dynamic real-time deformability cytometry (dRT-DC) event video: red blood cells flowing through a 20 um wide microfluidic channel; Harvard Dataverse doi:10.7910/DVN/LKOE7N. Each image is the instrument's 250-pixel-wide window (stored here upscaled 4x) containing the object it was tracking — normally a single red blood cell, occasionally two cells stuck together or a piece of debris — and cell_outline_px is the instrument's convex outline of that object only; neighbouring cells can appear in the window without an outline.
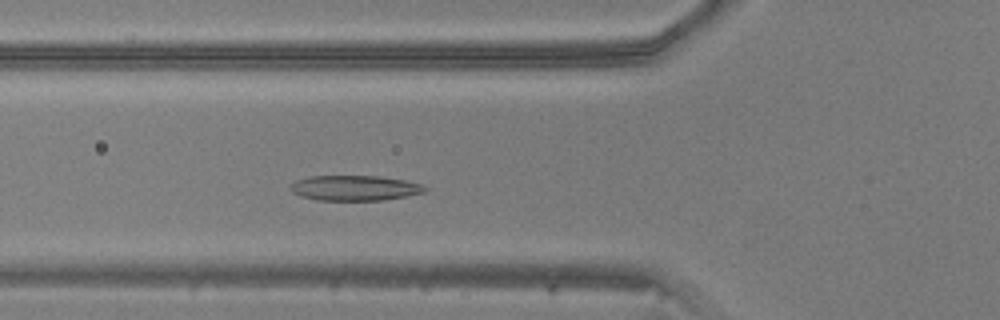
{"species": "common noctule bat (a hibernating species)", "species_latin": "Nyctalus noctula", "temperature_condition": "warm", "stored_images_in_passage": 44, "camera_frame_rate_fps": 3000, "um_per_image_px": 0.085, "animal": {"sex": "male", "body_mass_g": 20.5, "forearm_length_mm": 52.5}, "frame": {"image": 1, "passage_image": 13, "time_ms": 4.0, "image_size_px": [1000, 320], "cell_outline_px": [[428, 188], [424, 192], [408, 196], [384, 200], [320, 200], [300, 196], [292, 192], [288, 188], [288, 184], [296, 180], [312, 176], [380, 176], [404, 180], [424, 184]], "centroid_in_image_um": [30.15, 15.98], "position_along_channel_um": 95.6, "area_um2": 19.94}}
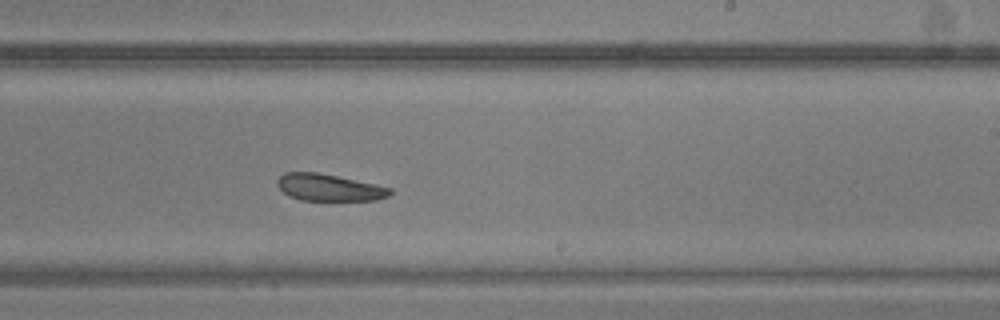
{"frame": {"image": 2, "passage_image": 25, "time_ms": 8.0, "image_size_px": [1000, 320], "cell_outline_px": [[392, 192], [388, 196], [376, 200], [300, 200], [288, 196], [276, 184], [276, 180], [284, 172], [316, 172], [376, 184], [392, 188]], "centroid_in_image_um": [27.95, 15.94], "position_along_channel_um": 261.0, "area_um2": 17.63}}
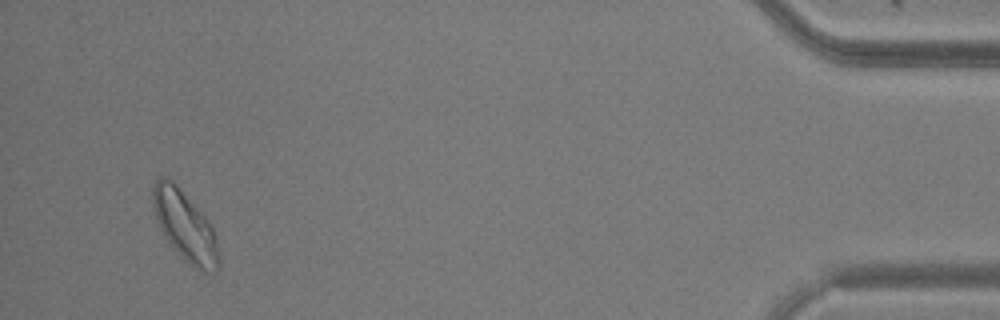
{"frame": {"image": 3, "passage_image": 42, "time_ms": 13.667, "image_size_px": [1000, 320], "cell_outline_px": [[220, 268], [216, 272], [204, 272], [196, 268], [184, 260], [180, 256], [164, 236], [156, 220], [152, 204], [152, 188], [156, 180], [160, 176], [168, 176], [180, 188], [212, 224], [216, 232], [220, 256]], "centroid_in_image_um": [15.75, 19.22], "position_along_channel_um": 419.4, "area_um2": 27.4}}